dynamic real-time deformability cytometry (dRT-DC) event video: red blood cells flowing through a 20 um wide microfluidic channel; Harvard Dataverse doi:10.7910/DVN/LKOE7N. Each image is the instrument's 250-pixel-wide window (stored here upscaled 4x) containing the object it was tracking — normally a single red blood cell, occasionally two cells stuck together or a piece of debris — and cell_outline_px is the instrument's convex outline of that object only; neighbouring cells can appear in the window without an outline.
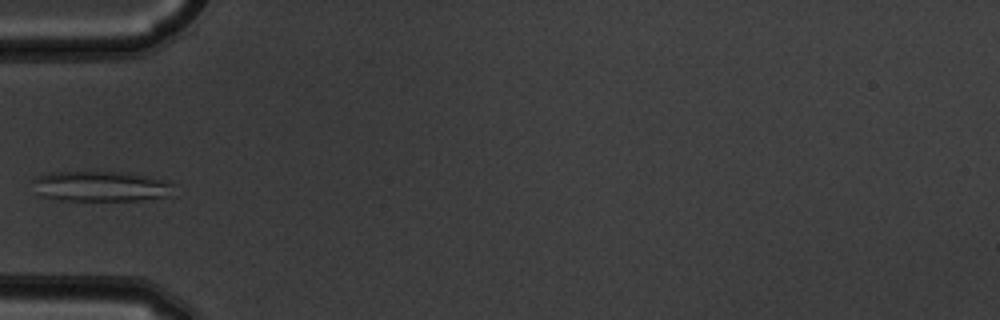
{"species": "common noctule bat (a hibernating species)", "species_latin": "Nyctalus noctula", "temperature_condition": "warm", "stored_images_in_passage": 4, "camera_frame_rate_fps": 3000, "um_per_image_px": 0.085, "animal": {"sex": "male", "body_mass_g": 19.5, "forearm_length_mm": 54.6}, "frame": {"image": 1, "passage_image": 4, "time_ms": 1.0, "image_size_px": [1000, 320], "cell_outline_px": [[176, 196], [144, 200], [60, 200], [44, 196], [32, 180], [32, 176], [48, 172], [128, 172], [168, 180], [176, 184]], "centroid_in_image_um": [8.75, 15.83], "position_along_channel_um": 76.3, "area_um2": 25.43}}